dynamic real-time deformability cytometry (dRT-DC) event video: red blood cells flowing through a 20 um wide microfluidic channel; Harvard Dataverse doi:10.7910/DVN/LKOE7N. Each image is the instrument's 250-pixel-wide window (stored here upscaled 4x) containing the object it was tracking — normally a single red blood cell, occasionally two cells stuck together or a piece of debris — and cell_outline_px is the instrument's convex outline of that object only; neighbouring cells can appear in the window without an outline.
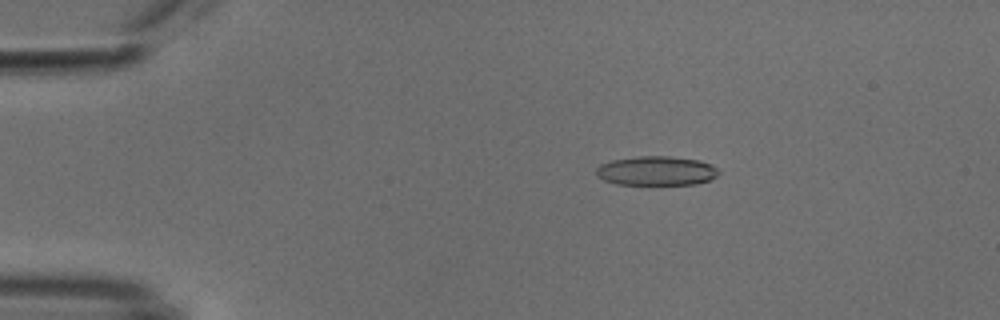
{"species": "common noctule bat (a hibernating species)", "species_latin": "Nyctalus noctula", "temperature_condition": "cold", "stored_images_in_passage": 53, "camera_frame_rate_fps": 3000, "um_per_image_px": 0.085, "animal": {"sex": "male", "body_mass_g": 18.8}, "frame": {"image": 1, "passage_image": 10, "time_ms": 3.0, "image_size_px": [1000, 320], "cell_outline_px": [[720, 172], [712, 180], [696, 184], [616, 184], [604, 180], [596, 176], [596, 168], [600, 164], [612, 160], [636, 156], [668, 156], [700, 160], [716, 168]], "centroid_in_image_um": [55.78, 14.52], "position_along_channel_um": 29.2, "area_um2": 20.92}}
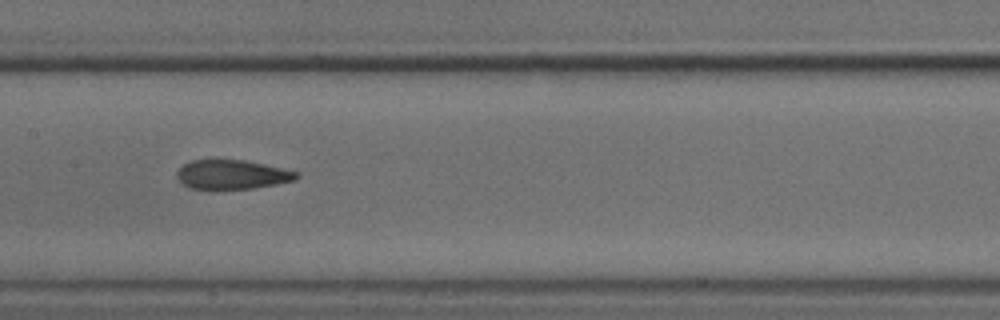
{"frame": {"image": 2, "passage_image": 27, "time_ms": 8.667, "image_size_px": [1000, 320], "cell_outline_px": [[300, 176], [296, 180], [276, 184], [252, 188], [188, 188], [176, 176], [176, 172], [184, 164], [192, 160], [244, 160], [264, 164], [296, 172]], "centroid_in_image_um": [19.72, 14.83], "position_along_channel_um": 187.7, "area_um2": 19.94}}
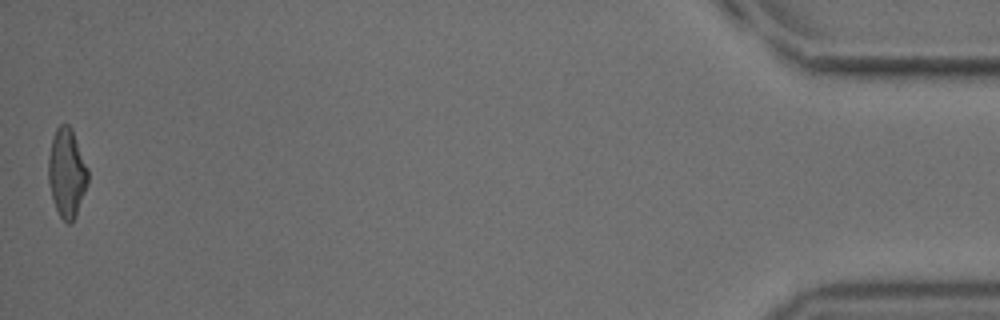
{"frame": {"image": 3, "passage_image": 53, "time_ms": 17.333, "image_size_px": [1000, 320], "cell_outline_px": [[88, 184], [76, 216], [72, 224], [68, 224], [60, 216], [56, 208], [52, 196], [48, 180], [48, 156], [52, 136], [56, 128], [60, 124], [68, 124], [72, 128], [88, 168]], "centroid_in_image_um": [5.68, 14.68], "position_along_channel_um": 429.5, "area_um2": 20.69}, "authors_computed_cell_mechanics": {"area_um2": 21.2126, "velocity_mm_per_s": 3.8277, "shape_relaxation_time_tau1_ms": null, "shape_relaxation_time_tau2_ms": 2.2834, "deformation_change_tau1": null, "deformation_change_tau2": 0.0921}}